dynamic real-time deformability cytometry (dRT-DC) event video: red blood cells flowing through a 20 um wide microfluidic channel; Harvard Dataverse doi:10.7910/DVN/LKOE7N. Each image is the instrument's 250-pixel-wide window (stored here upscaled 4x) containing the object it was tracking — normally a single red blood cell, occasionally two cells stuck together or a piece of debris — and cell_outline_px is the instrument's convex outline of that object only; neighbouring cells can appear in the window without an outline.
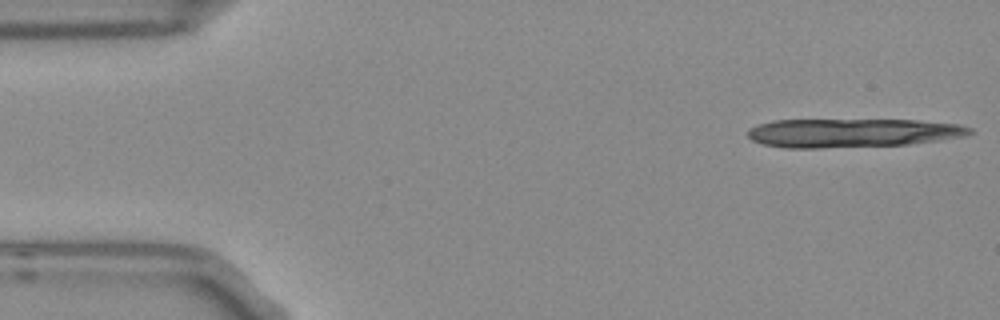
{"species": "Egyptian fruit bat (a non-hibernating species)", "species_latin": "Rousettus aegyptiacus", "temperature_condition": "room temperature", "stored_images_in_passage": 5, "segment_of_instrument_passage": [1, 2], "camera_frame_rate_fps": 3000, "um_per_image_px": 0.085, "frame": {"image": 1, "passage_image": 1, "time_ms": 0.0, "image_size_px": [1000, 320], "cell_outline_px": [[972, 132], [968, 136], [908, 144], [820, 148], [784, 148], [764, 144], [752, 140], [748, 136], [748, 128], [756, 124], [772, 120], [916, 120], [960, 124], [972, 128]], "centroid_in_image_um": [72.43, 11.29], "position_along_channel_um": 12.6, "area_um2": 37.34}}